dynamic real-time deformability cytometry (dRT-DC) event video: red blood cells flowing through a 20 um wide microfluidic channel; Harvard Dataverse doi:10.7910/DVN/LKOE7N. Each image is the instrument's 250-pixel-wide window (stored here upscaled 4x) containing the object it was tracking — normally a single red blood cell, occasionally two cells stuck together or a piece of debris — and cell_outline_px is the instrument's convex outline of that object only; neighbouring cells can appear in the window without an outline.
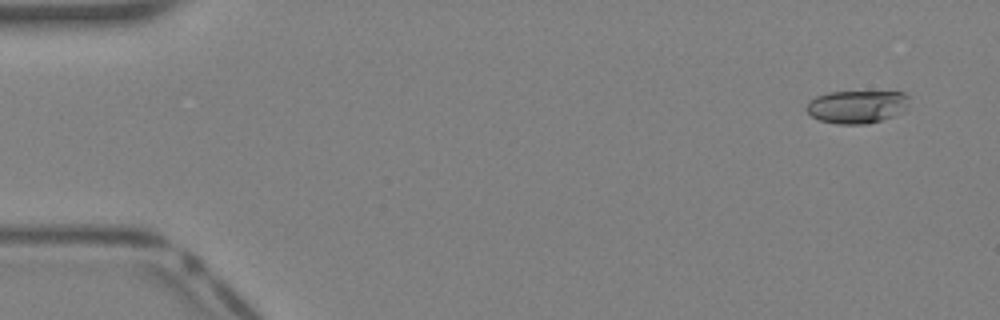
{"species": "Egyptian fruit bat (a non-hibernating species)", "species_latin": "Rousettus aegyptiacus", "temperature_condition": "warm", "stored_images_in_passage": 41, "camera_frame_rate_fps": 3000, "um_per_image_px": 0.085, "animal": {"sex": "female"}, "frame": {"image": 1, "passage_image": 3, "time_ms": 0.667, "image_size_px": [1000, 320], "cell_outline_px": [[908, 104], [904, 112], [868, 124], [836, 124], [820, 120], [812, 116], [804, 108], [808, 100], [816, 96], [828, 92], [904, 92], [908, 96]], "centroid_in_image_um": [72.81, 9.07], "position_along_channel_um": 12.2, "area_um2": 19.83}}
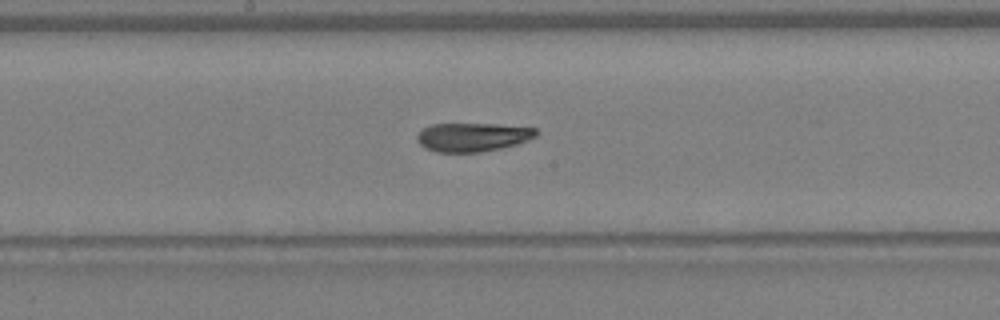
{"frame": {"image": 2, "passage_image": 22, "time_ms": 7.0, "image_size_px": [1000, 320], "cell_outline_px": [[540, 132], [536, 136], [528, 140], [516, 144], [500, 148], [480, 152], [436, 152], [424, 148], [416, 140], [416, 136], [424, 128], [432, 124], [496, 124], [536, 128]], "centroid_in_image_um": [40.17, 11.65], "position_along_channel_um": 208.0, "area_um2": 19.94}}
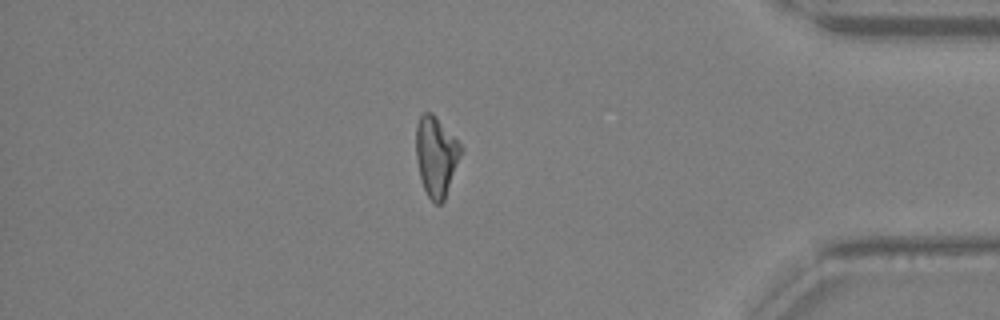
{"frame": {"image": 3, "passage_image": 35, "time_ms": 11.333, "image_size_px": [1000, 320], "cell_outline_px": [[464, 148], [444, 200], [440, 204], [436, 204], [428, 196], [424, 188], [420, 176], [416, 160], [416, 124], [420, 116], [424, 112], [432, 112]], "centroid_in_image_um": [37.07, 13.26], "position_along_channel_um": 398.1, "area_um2": 20.81}}